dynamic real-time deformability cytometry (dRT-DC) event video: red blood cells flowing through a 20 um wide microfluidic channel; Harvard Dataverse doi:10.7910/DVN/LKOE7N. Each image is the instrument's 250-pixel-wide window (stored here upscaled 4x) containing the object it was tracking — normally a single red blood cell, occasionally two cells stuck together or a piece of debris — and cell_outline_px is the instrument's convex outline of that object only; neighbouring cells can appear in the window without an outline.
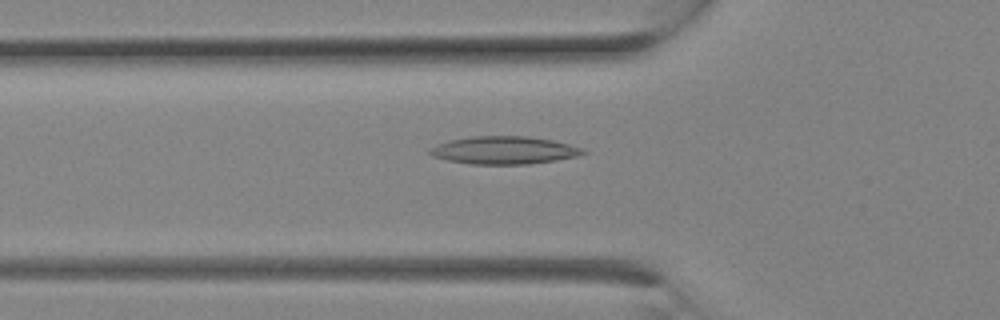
{"species": "Egyptian fruit bat (a non-hibernating species)", "species_latin": "Rousettus aegyptiacus", "temperature_condition": "room temperature", "stored_images_in_passage": 14, "camera_frame_rate_fps": 3000, "um_per_image_px": 0.085, "animal": {"sex": "female"}, "frame": {"image": 1, "passage_image": 7, "time_ms": 2.0, "image_size_px": [1000, 320], "cell_outline_px": [[588, 152], [576, 156], [556, 160], [528, 164], [472, 164], [448, 160], [432, 156], [428, 152], [428, 148], [436, 144], [448, 140], [472, 136], [528, 136], [552, 140], [584, 148]], "centroid_in_image_um": [42.82, 12.76], "position_along_channel_um": 83.0, "area_um2": 24.85}}
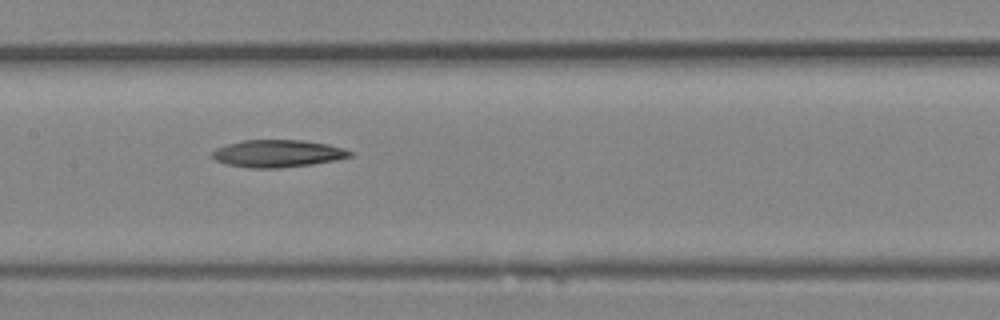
{"frame": {"image": 2, "passage_image": 11, "time_ms": 3.333, "image_size_px": [1000, 320], "cell_outline_px": [[356, 156], [336, 160], [312, 164], [280, 168], [248, 168], [228, 164], [216, 160], [212, 156], [212, 152], [216, 148], [228, 144], [244, 140], [300, 140], [328, 144], [344, 148], [356, 152]], "centroid_in_image_um": [23.69, 13.05], "position_along_channel_um": 183.7, "area_um2": 22.08}}
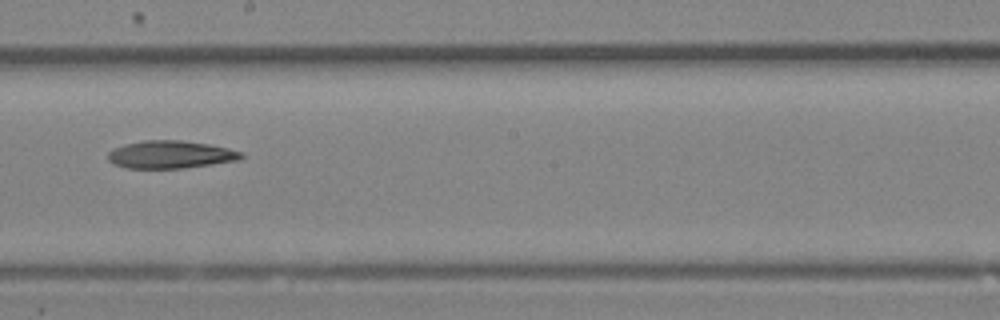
{"frame": {"image": 3, "passage_image": 13, "time_ms": 4.0, "image_size_px": [1000, 320], "cell_outline_px": [[244, 156], [240, 160], [184, 168], [124, 168], [112, 164], [108, 160], [108, 152], [112, 148], [124, 144], [144, 140], [180, 140], [208, 144], [228, 148], [244, 152]], "centroid_in_image_um": [14.47, 13.14], "position_along_channel_um": 233.7, "area_um2": 21.73}}